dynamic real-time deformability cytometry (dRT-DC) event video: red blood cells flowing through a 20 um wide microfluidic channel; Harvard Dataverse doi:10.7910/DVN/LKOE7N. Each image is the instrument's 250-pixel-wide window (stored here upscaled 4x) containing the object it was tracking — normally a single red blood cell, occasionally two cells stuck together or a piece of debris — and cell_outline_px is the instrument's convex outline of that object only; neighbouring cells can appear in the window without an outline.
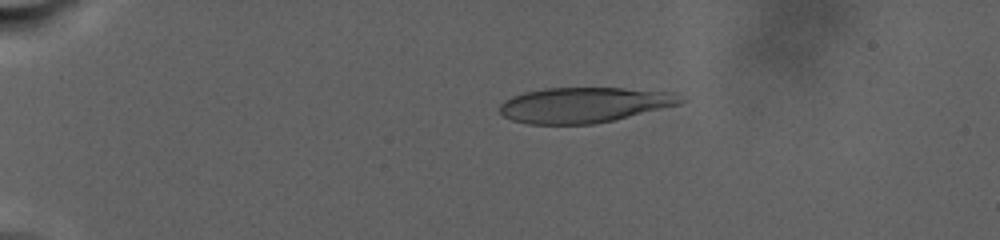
{"species": "human", "species_latin": "Homo sapiens", "temperature_condition": "warm", "stored_images_in_passage": 67, "camera_frame_rate_fps": 3000, "um_per_image_px": 0.085, "donor": {"sex": "male"}, "frame": {"image": 1, "passage_image": 11, "time_ms": 6.333, "image_size_px": [1000, 240], "cell_outline_px": [[688, 100], [680, 104], [612, 120], [592, 124], [528, 124], [512, 120], [504, 116], [500, 112], [500, 104], [504, 100], [512, 96], [524, 92], [544, 88], [624, 88], [672, 92], [684, 96]], "centroid_in_image_um": [49.66, 8.91], "position_along_channel_um": 35.3, "area_um2": 37.28}}
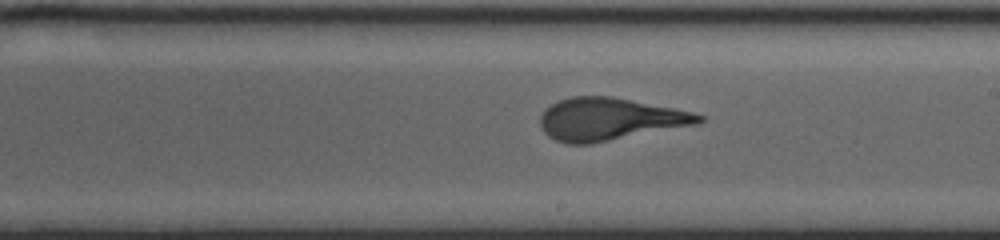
{"frame": {"image": 2, "passage_image": 38, "time_ms": 18.0, "image_size_px": [1000, 240], "cell_outline_px": [[704, 120], [700, 124], [592, 144], [568, 144], [556, 140], [548, 136], [540, 128], [540, 116], [544, 108], [560, 100], [572, 96], [612, 96], [692, 112], [704, 116]], "centroid_in_image_um": [51.8, 10.14], "position_along_channel_um": 237.2, "area_um2": 39.48}}
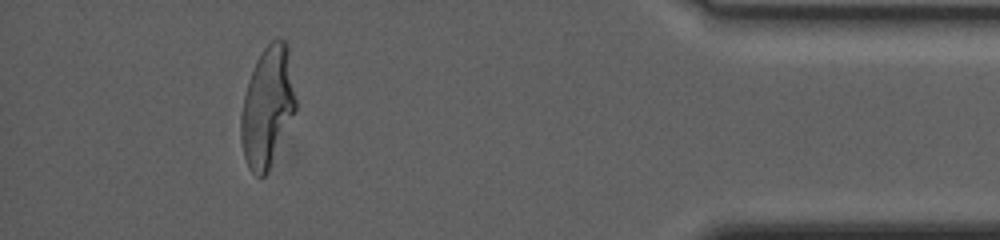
{"frame": {"image": 3, "passage_image": 64, "time_ms": 27.0, "image_size_px": [1000, 240], "cell_outline_px": [[296, 112], [268, 172], [260, 180], [248, 168], [244, 156], [240, 136], [240, 116], [244, 96], [248, 80], [256, 60], [260, 52], [272, 40], [284, 40], [288, 44], [296, 100]], "centroid_in_image_um": [22.73, 9.11], "position_along_channel_um": 412.5, "area_um2": 38.78}}